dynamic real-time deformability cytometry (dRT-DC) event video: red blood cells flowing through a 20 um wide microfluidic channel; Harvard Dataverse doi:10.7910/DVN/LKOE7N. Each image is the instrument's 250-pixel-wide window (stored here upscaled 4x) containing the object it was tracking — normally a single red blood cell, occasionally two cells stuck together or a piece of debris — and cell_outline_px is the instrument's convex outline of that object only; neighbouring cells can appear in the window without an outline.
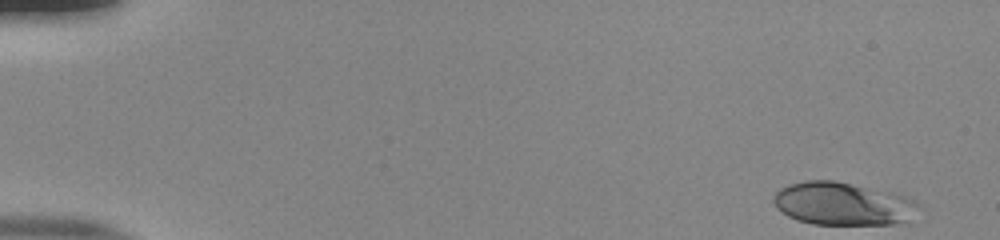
{"species": "human", "species_latin": "Homo sapiens", "temperature_condition": "room temperature", "stored_images_in_passage": 52, "camera_frame_rate_fps": 3000, "um_per_image_px": 0.085, "donor": {"sex": "male"}, "frame": {"image": 1, "passage_image": 1, "time_ms": 0.0, "image_size_px": [1000, 240], "cell_outline_px": [[916, 204], [908, 224], [812, 224], [796, 220], [780, 212], [776, 208], [772, 200], [772, 196], [780, 188], [788, 184], [804, 180], [836, 180], [892, 192], [908, 196], [916, 200]], "centroid_in_image_um": [71.59, 17.31], "position_along_channel_um": 13.4, "area_um2": 36.7}}
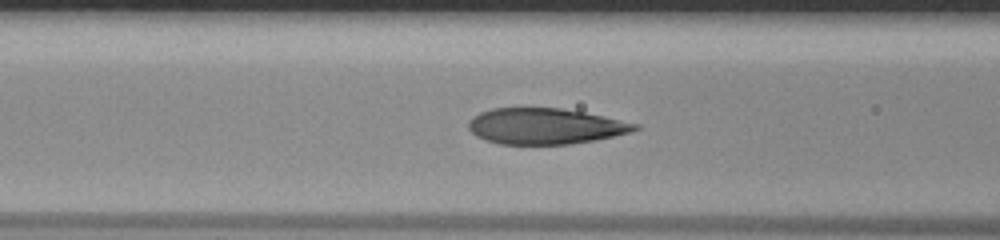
{"frame": {"image": 2, "passage_image": 21, "time_ms": 6.667, "image_size_px": [1000, 240], "cell_outline_px": [[640, 128], [632, 132], [596, 140], [572, 144], [500, 144], [484, 140], [476, 136], [468, 128], [468, 120], [472, 116], [480, 112], [492, 108], [560, 108], [584, 112], [604, 116], [640, 124]], "centroid_in_image_um": [46.34, 10.73], "position_along_channel_um": 120.3, "area_um2": 35.08}}
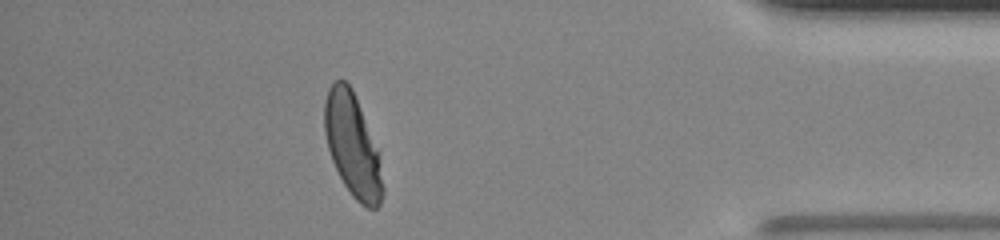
{"frame": {"image": 3, "passage_image": 46, "time_ms": 15.0, "image_size_px": [1000, 240], "cell_outline_px": [[384, 192], [380, 204], [376, 208], [368, 208], [360, 204], [352, 196], [344, 184], [332, 160], [328, 148], [324, 132], [324, 100], [328, 88], [336, 80], [344, 80], [352, 88], [380, 152], [384, 188]], "centroid_in_image_um": [29.99, 12.36], "position_along_channel_um": 405.2, "area_um2": 35.32}, "authors_computed_cell_mechanics": {"area_um2": 35.9516, "velocity_mm_per_s": 3.8669, "shape_relaxation_time_tau1_ms": 3.8985, "shape_relaxation_time_tau2_ms": null, "deformation_change_tau1": 0.1965, "deformation_change_tau2": null}}